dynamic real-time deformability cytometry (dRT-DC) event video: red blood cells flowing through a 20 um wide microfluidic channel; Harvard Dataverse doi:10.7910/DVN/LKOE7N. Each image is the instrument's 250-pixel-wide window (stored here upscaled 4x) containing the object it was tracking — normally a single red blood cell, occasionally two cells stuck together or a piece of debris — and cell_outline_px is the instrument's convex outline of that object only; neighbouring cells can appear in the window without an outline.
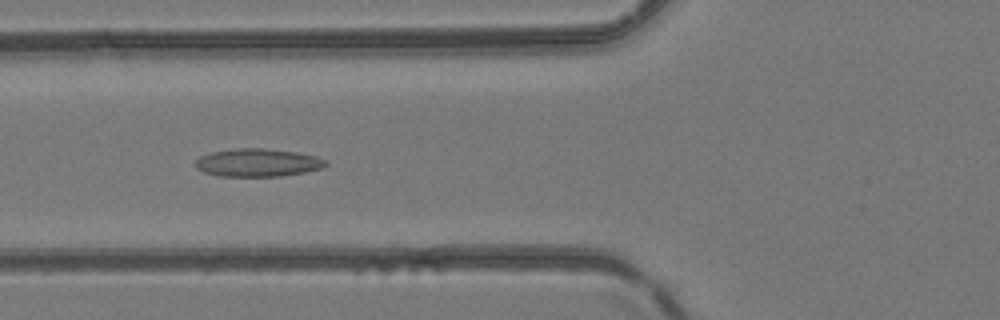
{"species": "common noctule bat (a hibernating species)", "species_latin": "Nyctalus noctula", "temperature_condition": "room temperature", "stored_images_in_passage": 33, "camera_frame_rate_fps": 3000, "um_per_image_px": 0.085, "animal": {"sex": "female", "body_mass_g": 24.6, "forearm_length_mm": 56.2}, "frame": {"image": 1, "passage_image": 3, "time_ms": 0.667, "image_size_px": [1000, 320], "cell_outline_px": [[328, 164], [324, 168], [304, 172], [280, 176], [220, 176], [204, 172], [196, 168], [192, 164], [200, 156], [212, 152], [236, 148], [264, 148], [296, 152], [316, 156], [328, 160]], "centroid_in_image_um": [21.91, 13.82], "position_along_channel_um": 103.9, "area_um2": 21.39}}
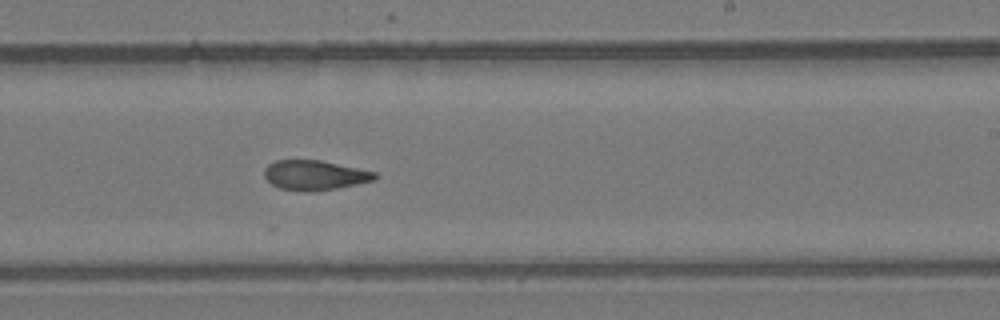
{"frame": {"image": 2, "passage_image": 14, "time_ms": 4.333, "image_size_px": [1000, 320], "cell_outline_px": [[380, 176], [376, 180], [336, 188], [308, 192], [304, 192], [280, 188], [272, 184], [264, 176], [264, 168], [268, 164], [276, 160], [320, 160], [376, 172]], "centroid_in_image_um": [26.76, 14.89], "position_along_channel_um": 262.2, "area_um2": 19.19}}
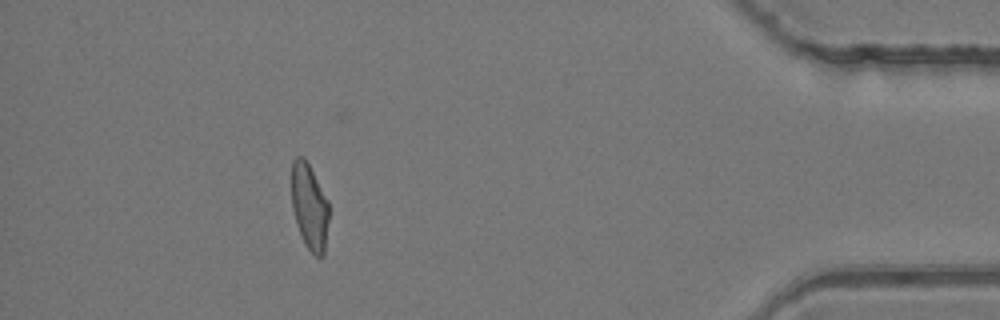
{"frame": {"image": 3, "passage_image": 28, "time_ms": 9.0, "image_size_px": [1000, 320], "cell_outline_px": [[328, 220], [324, 256], [316, 256], [304, 244], [296, 224], [292, 208], [292, 160], [296, 156], [304, 156], [328, 200]], "centroid_in_image_um": [26.29, 17.56], "position_along_channel_um": 408.9, "area_um2": 18.67}}